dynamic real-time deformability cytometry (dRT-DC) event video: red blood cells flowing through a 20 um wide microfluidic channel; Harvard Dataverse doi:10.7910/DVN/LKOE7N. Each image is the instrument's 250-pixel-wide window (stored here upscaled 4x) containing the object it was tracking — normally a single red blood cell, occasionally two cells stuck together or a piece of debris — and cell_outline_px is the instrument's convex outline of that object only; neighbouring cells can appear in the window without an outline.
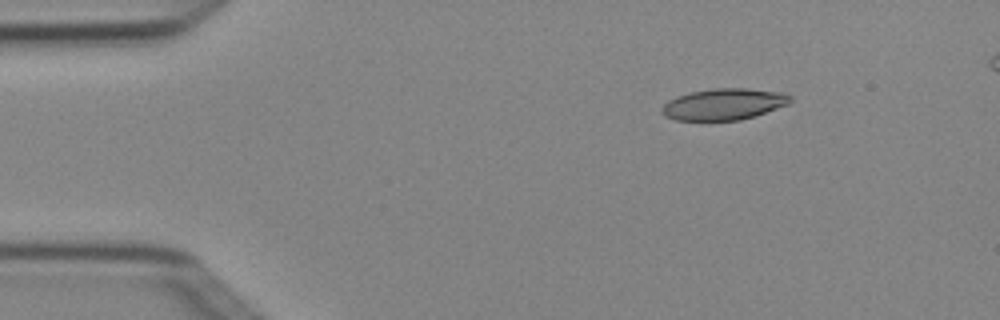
{"species": "Egyptian fruit bat (a non-hibernating species)", "species_latin": "Rousettus aegyptiacus", "temperature_condition": "cold", "stored_images_in_passage": 4, "segment_of_instrument_passage": [1, 2], "camera_frame_rate_fps": 3000, "um_per_image_px": 0.085, "animal": {"sex": "female"}, "frame": {"image": 1, "passage_image": 1, "time_ms": 0.0, "image_size_px": [1000, 320], "cell_outline_px": [[792, 100], [788, 104], [740, 120], [676, 120], [664, 116], [660, 112], [660, 108], [668, 100], [676, 96], [688, 92], [712, 88], [748, 88], [780, 92], [792, 96]], "centroid_in_image_um": [61.46, 8.84], "position_along_channel_um": 23.5, "area_um2": 23.52}}